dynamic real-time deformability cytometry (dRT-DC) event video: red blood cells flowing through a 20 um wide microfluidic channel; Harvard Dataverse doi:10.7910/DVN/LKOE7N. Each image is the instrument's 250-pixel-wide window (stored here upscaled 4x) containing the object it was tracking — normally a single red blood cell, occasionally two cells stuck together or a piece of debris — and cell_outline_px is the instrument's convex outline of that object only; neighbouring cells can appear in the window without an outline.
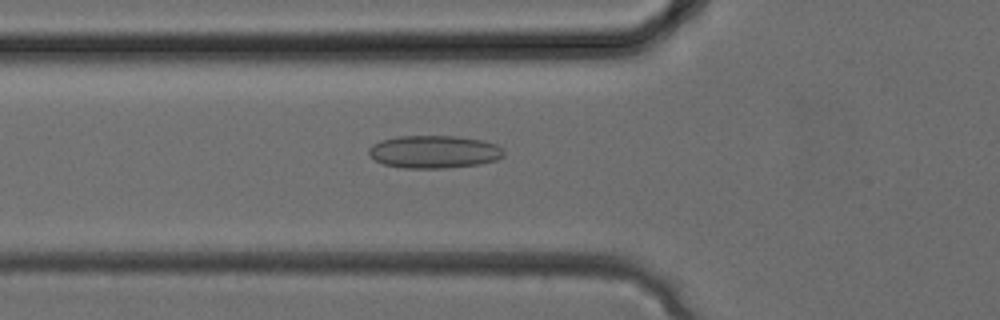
{"species": "common noctule bat (a hibernating species)", "species_latin": "Nyctalus noctula", "temperature_condition": "cold", "stored_images_in_passage": 32, "camera_frame_rate_fps": 3000, "um_per_image_px": 0.085, "animal": {"sex": "female", "body_mass_g": 24.6, "forearm_length_mm": 56.2}, "frame": {"image": 1, "passage_image": 11, "time_ms": 3.333, "image_size_px": [1000, 320], "cell_outline_px": [[504, 156], [496, 160], [480, 164], [444, 168], [404, 168], [384, 164], [376, 160], [368, 152], [368, 148], [372, 144], [380, 140], [396, 136], [456, 136], [484, 140], [496, 144], [504, 148]], "centroid_in_image_um": [36.92, 12.89], "position_along_channel_um": 88.9, "area_um2": 25.95}}
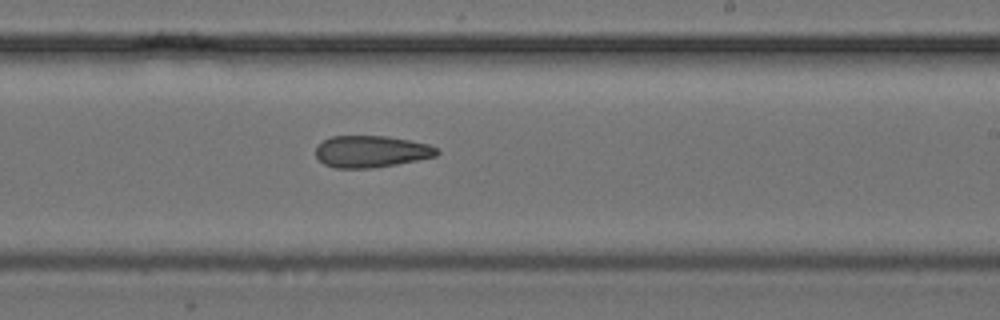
{"frame": {"image": 2, "passage_image": 19, "time_ms": 6.0, "image_size_px": [1000, 320], "cell_outline_px": [[440, 152], [436, 156], [396, 164], [372, 168], [336, 168], [324, 164], [316, 156], [316, 144], [332, 136], [388, 136], [428, 144], [436, 148]], "centroid_in_image_um": [31.52, 12.87], "position_along_channel_um": 257.5, "area_um2": 22.37}}
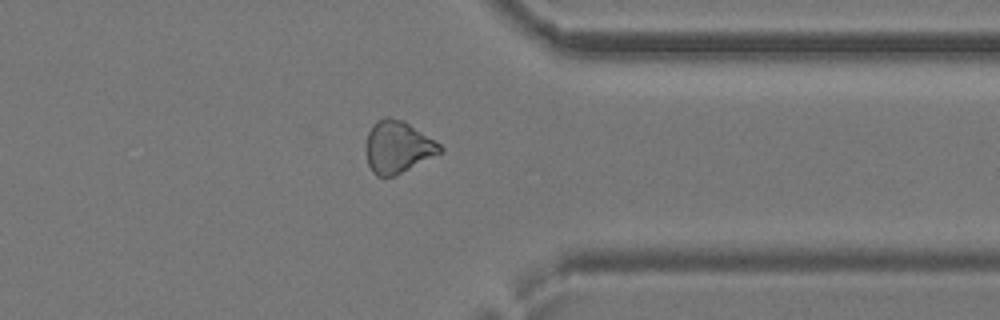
{"frame": {"image": 3, "passage_image": 25, "time_ms": 8.0, "image_size_px": [1000, 320], "cell_outline_px": [[444, 152], [396, 176], [376, 176], [372, 172], [368, 164], [364, 148], [364, 144], [368, 132], [372, 124], [376, 120], [384, 116], [388, 116], [404, 120], [440, 144], [444, 148]], "centroid_in_image_um": [33.79, 12.49], "position_along_channel_um": 377.6, "area_um2": 23.12}}